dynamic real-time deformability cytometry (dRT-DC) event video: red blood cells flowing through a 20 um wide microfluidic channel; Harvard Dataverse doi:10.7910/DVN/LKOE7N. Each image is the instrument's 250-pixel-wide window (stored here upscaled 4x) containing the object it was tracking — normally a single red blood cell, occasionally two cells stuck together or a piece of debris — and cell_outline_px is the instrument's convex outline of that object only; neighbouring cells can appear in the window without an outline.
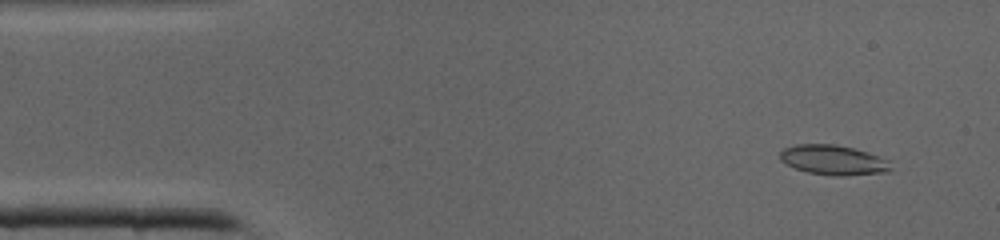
{"species": "common noctule bat (a hibernating species)", "species_latin": "Nyctalus noctula", "temperature_condition": "cold", "stored_images_in_passage": 40, "camera_frame_rate_fps": 3000, "um_per_image_px": 0.085, "animal": {"sex": "male", "body_mass_g": 19.0, "forearm_length_mm": 50.8}, "frame": {"image": 1, "passage_image": 3, "time_ms": 0.667, "image_size_px": [1000, 240], "cell_outline_px": [[892, 168], [888, 172], [840, 176], [808, 172], [796, 168], [780, 160], [780, 152], [784, 148], [796, 144], [836, 144], [868, 152], [888, 160]], "centroid_in_image_um": [70.84, 13.59], "position_along_channel_um": 14.2, "area_um2": 19.07}}
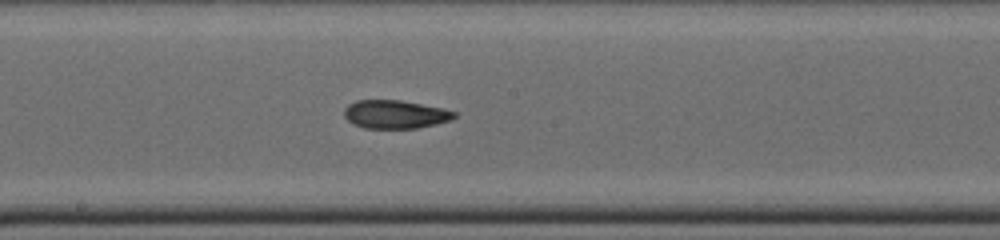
{"frame": {"image": 2, "passage_image": 21, "time_ms": 6.667, "image_size_px": [1000, 240], "cell_outline_px": [[456, 116], [452, 120], [436, 124], [416, 128], [364, 128], [348, 120], [344, 116], [344, 108], [348, 104], [356, 100], [400, 100], [444, 108], [456, 112]], "centroid_in_image_um": [33.61, 9.71], "position_along_channel_um": 214.6, "area_um2": 18.21}}
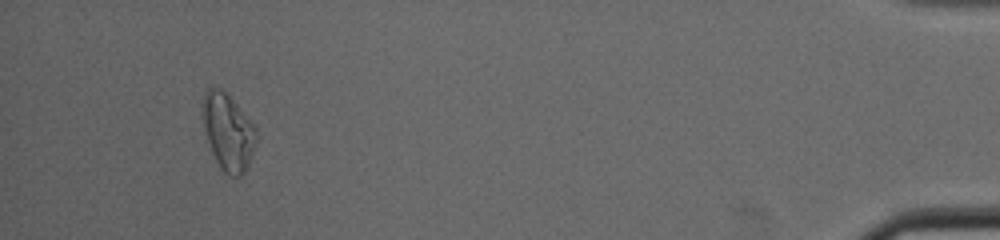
{"frame": {"image": 3, "passage_image": 38, "time_ms": 12.333, "image_size_px": [1000, 240], "cell_outline_px": [[256, 140], [252, 156], [248, 168], [240, 176], [232, 176], [224, 172], [216, 160], [212, 152], [208, 140], [204, 120], [204, 96], [208, 88], [220, 88], [236, 104], [256, 128]], "centroid_in_image_um": [19.42, 11.26], "position_along_channel_um": 415.8, "area_um2": 23.06}}